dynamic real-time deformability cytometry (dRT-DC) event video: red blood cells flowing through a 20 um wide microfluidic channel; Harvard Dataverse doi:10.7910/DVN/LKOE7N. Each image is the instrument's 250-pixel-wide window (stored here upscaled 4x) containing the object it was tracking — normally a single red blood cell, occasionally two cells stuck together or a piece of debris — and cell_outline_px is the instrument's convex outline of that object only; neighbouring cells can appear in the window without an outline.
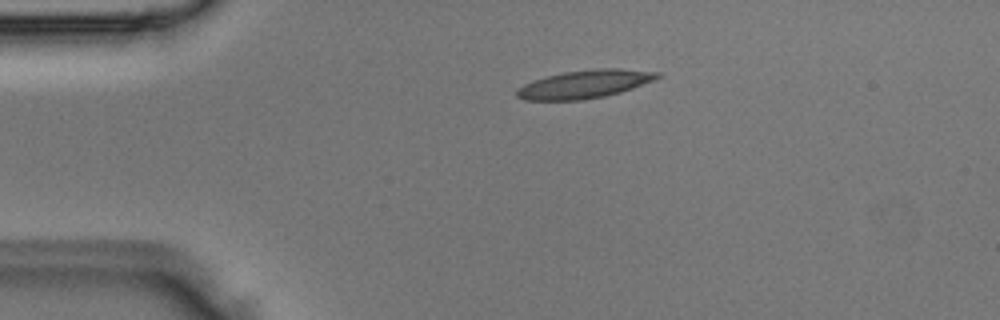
{"species": "Egyptian fruit bat (a non-hibernating species)", "species_latin": "Rousettus aegyptiacus", "temperature_condition": "room temperature", "stored_images_in_passage": 2, "camera_frame_rate_fps": 3000, "um_per_image_px": 0.085, "animal": {"sex": "male"}, "frame": {"image": 1, "passage_image": 1, "time_ms": 0.0, "image_size_px": [1000, 320], "cell_outline_px": [[664, 76], [656, 80], [620, 92], [604, 96], [580, 100], [524, 100], [516, 96], [516, 92], [524, 84], [548, 76], [564, 72], [596, 68], [616, 68], [660, 72]], "centroid_in_image_um": [49.77, 7.14], "position_along_channel_um": 35.2, "area_um2": 22.95}}